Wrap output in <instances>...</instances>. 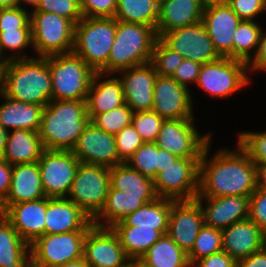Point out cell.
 Instances as JSON below:
<instances>
[{
	"mask_svg": "<svg viewBox=\"0 0 266 267\" xmlns=\"http://www.w3.org/2000/svg\"><path fill=\"white\" fill-rule=\"evenodd\" d=\"M92 219L68 198H48L45 215V234L88 230Z\"/></svg>",
	"mask_w": 266,
	"mask_h": 267,
	"instance_id": "24",
	"label": "cell"
},
{
	"mask_svg": "<svg viewBox=\"0 0 266 267\" xmlns=\"http://www.w3.org/2000/svg\"><path fill=\"white\" fill-rule=\"evenodd\" d=\"M195 199L202 208L204 224L207 226L223 230L235 222L248 219L250 200L248 196L196 197Z\"/></svg>",
	"mask_w": 266,
	"mask_h": 267,
	"instance_id": "21",
	"label": "cell"
},
{
	"mask_svg": "<svg viewBox=\"0 0 266 267\" xmlns=\"http://www.w3.org/2000/svg\"><path fill=\"white\" fill-rule=\"evenodd\" d=\"M201 158H179L154 178V188L160 198L174 201L193 200L199 189Z\"/></svg>",
	"mask_w": 266,
	"mask_h": 267,
	"instance_id": "11",
	"label": "cell"
},
{
	"mask_svg": "<svg viewBox=\"0 0 266 267\" xmlns=\"http://www.w3.org/2000/svg\"><path fill=\"white\" fill-rule=\"evenodd\" d=\"M255 165L257 168V187L266 189V163Z\"/></svg>",
	"mask_w": 266,
	"mask_h": 267,
	"instance_id": "57",
	"label": "cell"
},
{
	"mask_svg": "<svg viewBox=\"0 0 266 267\" xmlns=\"http://www.w3.org/2000/svg\"><path fill=\"white\" fill-rule=\"evenodd\" d=\"M0 267H32L30 245L1 213Z\"/></svg>",
	"mask_w": 266,
	"mask_h": 267,
	"instance_id": "31",
	"label": "cell"
},
{
	"mask_svg": "<svg viewBox=\"0 0 266 267\" xmlns=\"http://www.w3.org/2000/svg\"><path fill=\"white\" fill-rule=\"evenodd\" d=\"M238 262L222 251L197 260L191 267H236Z\"/></svg>",
	"mask_w": 266,
	"mask_h": 267,
	"instance_id": "52",
	"label": "cell"
},
{
	"mask_svg": "<svg viewBox=\"0 0 266 267\" xmlns=\"http://www.w3.org/2000/svg\"><path fill=\"white\" fill-rule=\"evenodd\" d=\"M88 230L44 234L32 244V267H57L83 257L84 240Z\"/></svg>",
	"mask_w": 266,
	"mask_h": 267,
	"instance_id": "10",
	"label": "cell"
},
{
	"mask_svg": "<svg viewBox=\"0 0 266 267\" xmlns=\"http://www.w3.org/2000/svg\"><path fill=\"white\" fill-rule=\"evenodd\" d=\"M183 57L169 48L159 37L153 47L151 63L160 76L172 77Z\"/></svg>",
	"mask_w": 266,
	"mask_h": 267,
	"instance_id": "42",
	"label": "cell"
},
{
	"mask_svg": "<svg viewBox=\"0 0 266 267\" xmlns=\"http://www.w3.org/2000/svg\"><path fill=\"white\" fill-rule=\"evenodd\" d=\"M262 28L254 20H241L233 33V59L244 61L247 64L251 61L252 55L254 57L257 53Z\"/></svg>",
	"mask_w": 266,
	"mask_h": 267,
	"instance_id": "37",
	"label": "cell"
},
{
	"mask_svg": "<svg viewBox=\"0 0 266 267\" xmlns=\"http://www.w3.org/2000/svg\"><path fill=\"white\" fill-rule=\"evenodd\" d=\"M4 94L17 101L45 107L52 100L48 56L5 62Z\"/></svg>",
	"mask_w": 266,
	"mask_h": 267,
	"instance_id": "3",
	"label": "cell"
},
{
	"mask_svg": "<svg viewBox=\"0 0 266 267\" xmlns=\"http://www.w3.org/2000/svg\"><path fill=\"white\" fill-rule=\"evenodd\" d=\"M47 197L10 205L2 214L29 245L45 234Z\"/></svg>",
	"mask_w": 266,
	"mask_h": 267,
	"instance_id": "22",
	"label": "cell"
},
{
	"mask_svg": "<svg viewBox=\"0 0 266 267\" xmlns=\"http://www.w3.org/2000/svg\"><path fill=\"white\" fill-rule=\"evenodd\" d=\"M158 196H132L110 186L106 202L100 213L92 220L94 225L112 227L126 216L138 210L144 204L157 199Z\"/></svg>",
	"mask_w": 266,
	"mask_h": 267,
	"instance_id": "29",
	"label": "cell"
},
{
	"mask_svg": "<svg viewBox=\"0 0 266 267\" xmlns=\"http://www.w3.org/2000/svg\"><path fill=\"white\" fill-rule=\"evenodd\" d=\"M107 75L110 77L108 76V78L103 80L102 78L107 77ZM111 75L116 76V74L111 73H94L86 99L87 114L90 121L97 114L111 111L125 103L122 82L119 77H111Z\"/></svg>",
	"mask_w": 266,
	"mask_h": 267,
	"instance_id": "27",
	"label": "cell"
},
{
	"mask_svg": "<svg viewBox=\"0 0 266 267\" xmlns=\"http://www.w3.org/2000/svg\"><path fill=\"white\" fill-rule=\"evenodd\" d=\"M133 267H149L140 259H133Z\"/></svg>",
	"mask_w": 266,
	"mask_h": 267,
	"instance_id": "63",
	"label": "cell"
},
{
	"mask_svg": "<svg viewBox=\"0 0 266 267\" xmlns=\"http://www.w3.org/2000/svg\"><path fill=\"white\" fill-rule=\"evenodd\" d=\"M236 143L255 164L266 163V131H243Z\"/></svg>",
	"mask_w": 266,
	"mask_h": 267,
	"instance_id": "45",
	"label": "cell"
},
{
	"mask_svg": "<svg viewBox=\"0 0 266 267\" xmlns=\"http://www.w3.org/2000/svg\"><path fill=\"white\" fill-rule=\"evenodd\" d=\"M240 267H266V250L262 249L238 261Z\"/></svg>",
	"mask_w": 266,
	"mask_h": 267,
	"instance_id": "55",
	"label": "cell"
},
{
	"mask_svg": "<svg viewBox=\"0 0 266 267\" xmlns=\"http://www.w3.org/2000/svg\"><path fill=\"white\" fill-rule=\"evenodd\" d=\"M248 218L266 233V189L257 187L250 196Z\"/></svg>",
	"mask_w": 266,
	"mask_h": 267,
	"instance_id": "50",
	"label": "cell"
},
{
	"mask_svg": "<svg viewBox=\"0 0 266 267\" xmlns=\"http://www.w3.org/2000/svg\"><path fill=\"white\" fill-rule=\"evenodd\" d=\"M264 249L266 250V239H265V243H264Z\"/></svg>",
	"mask_w": 266,
	"mask_h": 267,
	"instance_id": "66",
	"label": "cell"
},
{
	"mask_svg": "<svg viewBox=\"0 0 266 267\" xmlns=\"http://www.w3.org/2000/svg\"><path fill=\"white\" fill-rule=\"evenodd\" d=\"M160 39L183 58L201 64L216 61L221 57L215 50L202 21L190 26L172 29L165 32Z\"/></svg>",
	"mask_w": 266,
	"mask_h": 267,
	"instance_id": "14",
	"label": "cell"
},
{
	"mask_svg": "<svg viewBox=\"0 0 266 267\" xmlns=\"http://www.w3.org/2000/svg\"><path fill=\"white\" fill-rule=\"evenodd\" d=\"M31 12H49L70 20L76 25L82 18L80 0H39Z\"/></svg>",
	"mask_w": 266,
	"mask_h": 267,
	"instance_id": "44",
	"label": "cell"
},
{
	"mask_svg": "<svg viewBox=\"0 0 266 267\" xmlns=\"http://www.w3.org/2000/svg\"><path fill=\"white\" fill-rule=\"evenodd\" d=\"M194 123L193 118L165 120L156 144L180 158H201L212 134L201 135Z\"/></svg>",
	"mask_w": 266,
	"mask_h": 267,
	"instance_id": "12",
	"label": "cell"
},
{
	"mask_svg": "<svg viewBox=\"0 0 266 267\" xmlns=\"http://www.w3.org/2000/svg\"><path fill=\"white\" fill-rule=\"evenodd\" d=\"M240 22L241 19L225 0L206 1L202 23L221 57L233 59V33Z\"/></svg>",
	"mask_w": 266,
	"mask_h": 267,
	"instance_id": "16",
	"label": "cell"
},
{
	"mask_svg": "<svg viewBox=\"0 0 266 267\" xmlns=\"http://www.w3.org/2000/svg\"><path fill=\"white\" fill-rule=\"evenodd\" d=\"M118 0H80L83 17H114Z\"/></svg>",
	"mask_w": 266,
	"mask_h": 267,
	"instance_id": "48",
	"label": "cell"
},
{
	"mask_svg": "<svg viewBox=\"0 0 266 267\" xmlns=\"http://www.w3.org/2000/svg\"><path fill=\"white\" fill-rule=\"evenodd\" d=\"M83 258L90 267H122L130 261L112 228L94 224L86 233Z\"/></svg>",
	"mask_w": 266,
	"mask_h": 267,
	"instance_id": "15",
	"label": "cell"
},
{
	"mask_svg": "<svg viewBox=\"0 0 266 267\" xmlns=\"http://www.w3.org/2000/svg\"><path fill=\"white\" fill-rule=\"evenodd\" d=\"M204 215L199 202L193 200H172L167 235L188 254L195 243Z\"/></svg>",
	"mask_w": 266,
	"mask_h": 267,
	"instance_id": "18",
	"label": "cell"
},
{
	"mask_svg": "<svg viewBox=\"0 0 266 267\" xmlns=\"http://www.w3.org/2000/svg\"><path fill=\"white\" fill-rule=\"evenodd\" d=\"M206 1H223V0H206Z\"/></svg>",
	"mask_w": 266,
	"mask_h": 267,
	"instance_id": "65",
	"label": "cell"
},
{
	"mask_svg": "<svg viewBox=\"0 0 266 267\" xmlns=\"http://www.w3.org/2000/svg\"><path fill=\"white\" fill-rule=\"evenodd\" d=\"M248 70L249 73L252 71H266V32H264L263 30L261 33L257 53L248 63Z\"/></svg>",
	"mask_w": 266,
	"mask_h": 267,
	"instance_id": "53",
	"label": "cell"
},
{
	"mask_svg": "<svg viewBox=\"0 0 266 267\" xmlns=\"http://www.w3.org/2000/svg\"><path fill=\"white\" fill-rule=\"evenodd\" d=\"M4 72H5V62L0 61V96L1 97L4 95Z\"/></svg>",
	"mask_w": 266,
	"mask_h": 267,
	"instance_id": "61",
	"label": "cell"
},
{
	"mask_svg": "<svg viewBox=\"0 0 266 267\" xmlns=\"http://www.w3.org/2000/svg\"><path fill=\"white\" fill-rule=\"evenodd\" d=\"M27 7L0 8V31L31 29L30 10Z\"/></svg>",
	"mask_w": 266,
	"mask_h": 267,
	"instance_id": "47",
	"label": "cell"
},
{
	"mask_svg": "<svg viewBox=\"0 0 266 267\" xmlns=\"http://www.w3.org/2000/svg\"><path fill=\"white\" fill-rule=\"evenodd\" d=\"M110 186L132 196H157L153 180L126 163L110 168Z\"/></svg>",
	"mask_w": 266,
	"mask_h": 267,
	"instance_id": "34",
	"label": "cell"
},
{
	"mask_svg": "<svg viewBox=\"0 0 266 267\" xmlns=\"http://www.w3.org/2000/svg\"><path fill=\"white\" fill-rule=\"evenodd\" d=\"M222 251L221 230L204 224L196 237L192 250L187 256L192 266L197 260Z\"/></svg>",
	"mask_w": 266,
	"mask_h": 267,
	"instance_id": "40",
	"label": "cell"
},
{
	"mask_svg": "<svg viewBox=\"0 0 266 267\" xmlns=\"http://www.w3.org/2000/svg\"><path fill=\"white\" fill-rule=\"evenodd\" d=\"M52 100H86L95 71L74 52L48 56Z\"/></svg>",
	"mask_w": 266,
	"mask_h": 267,
	"instance_id": "6",
	"label": "cell"
},
{
	"mask_svg": "<svg viewBox=\"0 0 266 267\" xmlns=\"http://www.w3.org/2000/svg\"><path fill=\"white\" fill-rule=\"evenodd\" d=\"M149 267H191L187 254L163 234L140 258Z\"/></svg>",
	"mask_w": 266,
	"mask_h": 267,
	"instance_id": "35",
	"label": "cell"
},
{
	"mask_svg": "<svg viewBox=\"0 0 266 267\" xmlns=\"http://www.w3.org/2000/svg\"><path fill=\"white\" fill-rule=\"evenodd\" d=\"M159 2L157 37L172 29L202 21L206 0H168Z\"/></svg>",
	"mask_w": 266,
	"mask_h": 267,
	"instance_id": "26",
	"label": "cell"
},
{
	"mask_svg": "<svg viewBox=\"0 0 266 267\" xmlns=\"http://www.w3.org/2000/svg\"><path fill=\"white\" fill-rule=\"evenodd\" d=\"M44 150L39 132L30 130L8 131L3 158L9 164L38 162Z\"/></svg>",
	"mask_w": 266,
	"mask_h": 267,
	"instance_id": "30",
	"label": "cell"
},
{
	"mask_svg": "<svg viewBox=\"0 0 266 267\" xmlns=\"http://www.w3.org/2000/svg\"><path fill=\"white\" fill-rule=\"evenodd\" d=\"M44 197L46 196L38 163L13 165L10 190L0 202V213L2 214L10 205Z\"/></svg>",
	"mask_w": 266,
	"mask_h": 267,
	"instance_id": "25",
	"label": "cell"
},
{
	"mask_svg": "<svg viewBox=\"0 0 266 267\" xmlns=\"http://www.w3.org/2000/svg\"><path fill=\"white\" fill-rule=\"evenodd\" d=\"M123 85L125 103L133 110L150 111L157 72L151 62L117 72Z\"/></svg>",
	"mask_w": 266,
	"mask_h": 267,
	"instance_id": "20",
	"label": "cell"
},
{
	"mask_svg": "<svg viewBox=\"0 0 266 267\" xmlns=\"http://www.w3.org/2000/svg\"><path fill=\"white\" fill-rule=\"evenodd\" d=\"M202 64L184 58L181 64L177 67L175 73L172 78L175 79L180 85L189 87L188 84L191 82L197 83L199 72Z\"/></svg>",
	"mask_w": 266,
	"mask_h": 267,
	"instance_id": "51",
	"label": "cell"
},
{
	"mask_svg": "<svg viewBox=\"0 0 266 267\" xmlns=\"http://www.w3.org/2000/svg\"><path fill=\"white\" fill-rule=\"evenodd\" d=\"M89 122L86 100H51L39 130L44 149L72 151Z\"/></svg>",
	"mask_w": 266,
	"mask_h": 267,
	"instance_id": "2",
	"label": "cell"
},
{
	"mask_svg": "<svg viewBox=\"0 0 266 267\" xmlns=\"http://www.w3.org/2000/svg\"><path fill=\"white\" fill-rule=\"evenodd\" d=\"M180 157L171 154L167 150L160 149V172L169 165L175 163Z\"/></svg>",
	"mask_w": 266,
	"mask_h": 267,
	"instance_id": "56",
	"label": "cell"
},
{
	"mask_svg": "<svg viewBox=\"0 0 266 267\" xmlns=\"http://www.w3.org/2000/svg\"><path fill=\"white\" fill-rule=\"evenodd\" d=\"M0 105V125L6 130H30L39 132L44 107L14 100L5 94Z\"/></svg>",
	"mask_w": 266,
	"mask_h": 267,
	"instance_id": "28",
	"label": "cell"
},
{
	"mask_svg": "<svg viewBox=\"0 0 266 267\" xmlns=\"http://www.w3.org/2000/svg\"><path fill=\"white\" fill-rule=\"evenodd\" d=\"M57 267H90L88 263L84 260L82 257L81 259L65 263L63 265L57 266Z\"/></svg>",
	"mask_w": 266,
	"mask_h": 267,
	"instance_id": "59",
	"label": "cell"
},
{
	"mask_svg": "<svg viewBox=\"0 0 266 267\" xmlns=\"http://www.w3.org/2000/svg\"><path fill=\"white\" fill-rule=\"evenodd\" d=\"M122 267H133V259L127 262L124 266Z\"/></svg>",
	"mask_w": 266,
	"mask_h": 267,
	"instance_id": "64",
	"label": "cell"
},
{
	"mask_svg": "<svg viewBox=\"0 0 266 267\" xmlns=\"http://www.w3.org/2000/svg\"><path fill=\"white\" fill-rule=\"evenodd\" d=\"M159 17L158 0H118L116 20L142 24L152 27L156 31Z\"/></svg>",
	"mask_w": 266,
	"mask_h": 267,
	"instance_id": "36",
	"label": "cell"
},
{
	"mask_svg": "<svg viewBox=\"0 0 266 267\" xmlns=\"http://www.w3.org/2000/svg\"><path fill=\"white\" fill-rule=\"evenodd\" d=\"M37 163L45 196L67 198L81 163L73 152L44 149Z\"/></svg>",
	"mask_w": 266,
	"mask_h": 267,
	"instance_id": "13",
	"label": "cell"
},
{
	"mask_svg": "<svg viewBox=\"0 0 266 267\" xmlns=\"http://www.w3.org/2000/svg\"><path fill=\"white\" fill-rule=\"evenodd\" d=\"M234 150L224 148L213 157L206 146L199 162L197 197L248 196L257 189V168L249 156L236 144Z\"/></svg>",
	"mask_w": 266,
	"mask_h": 267,
	"instance_id": "1",
	"label": "cell"
},
{
	"mask_svg": "<svg viewBox=\"0 0 266 267\" xmlns=\"http://www.w3.org/2000/svg\"><path fill=\"white\" fill-rule=\"evenodd\" d=\"M33 51L37 56L73 52L75 25L49 12H30Z\"/></svg>",
	"mask_w": 266,
	"mask_h": 267,
	"instance_id": "7",
	"label": "cell"
},
{
	"mask_svg": "<svg viewBox=\"0 0 266 267\" xmlns=\"http://www.w3.org/2000/svg\"><path fill=\"white\" fill-rule=\"evenodd\" d=\"M21 7V0H0V8Z\"/></svg>",
	"mask_w": 266,
	"mask_h": 267,
	"instance_id": "60",
	"label": "cell"
},
{
	"mask_svg": "<svg viewBox=\"0 0 266 267\" xmlns=\"http://www.w3.org/2000/svg\"><path fill=\"white\" fill-rule=\"evenodd\" d=\"M221 232L222 250L237 262L264 249L266 233L249 218L235 222Z\"/></svg>",
	"mask_w": 266,
	"mask_h": 267,
	"instance_id": "23",
	"label": "cell"
},
{
	"mask_svg": "<svg viewBox=\"0 0 266 267\" xmlns=\"http://www.w3.org/2000/svg\"><path fill=\"white\" fill-rule=\"evenodd\" d=\"M116 150L121 163H126L134 152L144 143L132 123L115 135Z\"/></svg>",
	"mask_w": 266,
	"mask_h": 267,
	"instance_id": "46",
	"label": "cell"
},
{
	"mask_svg": "<svg viewBox=\"0 0 266 267\" xmlns=\"http://www.w3.org/2000/svg\"><path fill=\"white\" fill-rule=\"evenodd\" d=\"M164 121V118L150 110L134 112L131 123L144 142H156Z\"/></svg>",
	"mask_w": 266,
	"mask_h": 267,
	"instance_id": "43",
	"label": "cell"
},
{
	"mask_svg": "<svg viewBox=\"0 0 266 267\" xmlns=\"http://www.w3.org/2000/svg\"><path fill=\"white\" fill-rule=\"evenodd\" d=\"M241 20H255L266 11L265 0H225Z\"/></svg>",
	"mask_w": 266,
	"mask_h": 267,
	"instance_id": "49",
	"label": "cell"
},
{
	"mask_svg": "<svg viewBox=\"0 0 266 267\" xmlns=\"http://www.w3.org/2000/svg\"><path fill=\"white\" fill-rule=\"evenodd\" d=\"M115 34L114 17H83L75 25L73 52L99 72L108 63Z\"/></svg>",
	"mask_w": 266,
	"mask_h": 267,
	"instance_id": "5",
	"label": "cell"
},
{
	"mask_svg": "<svg viewBox=\"0 0 266 267\" xmlns=\"http://www.w3.org/2000/svg\"><path fill=\"white\" fill-rule=\"evenodd\" d=\"M126 164L152 180L160 172V148L156 142H144Z\"/></svg>",
	"mask_w": 266,
	"mask_h": 267,
	"instance_id": "39",
	"label": "cell"
},
{
	"mask_svg": "<svg viewBox=\"0 0 266 267\" xmlns=\"http://www.w3.org/2000/svg\"><path fill=\"white\" fill-rule=\"evenodd\" d=\"M119 242L130 260L140 259L167 231L142 226H112Z\"/></svg>",
	"mask_w": 266,
	"mask_h": 267,
	"instance_id": "33",
	"label": "cell"
},
{
	"mask_svg": "<svg viewBox=\"0 0 266 267\" xmlns=\"http://www.w3.org/2000/svg\"><path fill=\"white\" fill-rule=\"evenodd\" d=\"M189 90L172 77L157 75L153 89L152 111L165 120L194 118L193 98Z\"/></svg>",
	"mask_w": 266,
	"mask_h": 267,
	"instance_id": "17",
	"label": "cell"
},
{
	"mask_svg": "<svg viewBox=\"0 0 266 267\" xmlns=\"http://www.w3.org/2000/svg\"><path fill=\"white\" fill-rule=\"evenodd\" d=\"M156 31L147 25L116 20V34L108 63L99 71L106 74L151 62Z\"/></svg>",
	"mask_w": 266,
	"mask_h": 267,
	"instance_id": "4",
	"label": "cell"
},
{
	"mask_svg": "<svg viewBox=\"0 0 266 267\" xmlns=\"http://www.w3.org/2000/svg\"><path fill=\"white\" fill-rule=\"evenodd\" d=\"M13 166L0 157V202L7 196L11 186Z\"/></svg>",
	"mask_w": 266,
	"mask_h": 267,
	"instance_id": "54",
	"label": "cell"
},
{
	"mask_svg": "<svg viewBox=\"0 0 266 267\" xmlns=\"http://www.w3.org/2000/svg\"><path fill=\"white\" fill-rule=\"evenodd\" d=\"M72 152L84 164L108 168L121 164L116 150L115 135L97 128L91 122L85 126Z\"/></svg>",
	"mask_w": 266,
	"mask_h": 267,
	"instance_id": "19",
	"label": "cell"
},
{
	"mask_svg": "<svg viewBox=\"0 0 266 267\" xmlns=\"http://www.w3.org/2000/svg\"><path fill=\"white\" fill-rule=\"evenodd\" d=\"M28 47L33 48L31 29L0 31V61L7 62L30 58L29 56H25L26 54H23L22 52ZM6 50H10L11 52L14 51V54H6Z\"/></svg>",
	"mask_w": 266,
	"mask_h": 267,
	"instance_id": "38",
	"label": "cell"
},
{
	"mask_svg": "<svg viewBox=\"0 0 266 267\" xmlns=\"http://www.w3.org/2000/svg\"><path fill=\"white\" fill-rule=\"evenodd\" d=\"M8 131H6L1 125H0V157H3V153L6 146V140H7Z\"/></svg>",
	"mask_w": 266,
	"mask_h": 267,
	"instance_id": "58",
	"label": "cell"
},
{
	"mask_svg": "<svg viewBox=\"0 0 266 267\" xmlns=\"http://www.w3.org/2000/svg\"><path fill=\"white\" fill-rule=\"evenodd\" d=\"M38 2L39 0H21V7H24V4H28L29 7H32L34 9Z\"/></svg>",
	"mask_w": 266,
	"mask_h": 267,
	"instance_id": "62",
	"label": "cell"
},
{
	"mask_svg": "<svg viewBox=\"0 0 266 267\" xmlns=\"http://www.w3.org/2000/svg\"><path fill=\"white\" fill-rule=\"evenodd\" d=\"M110 189V168L80 163L68 199L92 220L102 210Z\"/></svg>",
	"mask_w": 266,
	"mask_h": 267,
	"instance_id": "8",
	"label": "cell"
},
{
	"mask_svg": "<svg viewBox=\"0 0 266 267\" xmlns=\"http://www.w3.org/2000/svg\"><path fill=\"white\" fill-rule=\"evenodd\" d=\"M248 64L244 61L220 57L202 64L197 86L213 98H227L250 83Z\"/></svg>",
	"mask_w": 266,
	"mask_h": 267,
	"instance_id": "9",
	"label": "cell"
},
{
	"mask_svg": "<svg viewBox=\"0 0 266 267\" xmlns=\"http://www.w3.org/2000/svg\"><path fill=\"white\" fill-rule=\"evenodd\" d=\"M172 200L158 197L130 213L113 226H142L158 231H167Z\"/></svg>",
	"mask_w": 266,
	"mask_h": 267,
	"instance_id": "32",
	"label": "cell"
},
{
	"mask_svg": "<svg viewBox=\"0 0 266 267\" xmlns=\"http://www.w3.org/2000/svg\"><path fill=\"white\" fill-rule=\"evenodd\" d=\"M133 110L124 103L111 111L97 114L90 122L103 131L116 135L132 122Z\"/></svg>",
	"mask_w": 266,
	"mask_h": 267,
	"instance_id": "41",
	"label": "cell"
}]
</instances>
